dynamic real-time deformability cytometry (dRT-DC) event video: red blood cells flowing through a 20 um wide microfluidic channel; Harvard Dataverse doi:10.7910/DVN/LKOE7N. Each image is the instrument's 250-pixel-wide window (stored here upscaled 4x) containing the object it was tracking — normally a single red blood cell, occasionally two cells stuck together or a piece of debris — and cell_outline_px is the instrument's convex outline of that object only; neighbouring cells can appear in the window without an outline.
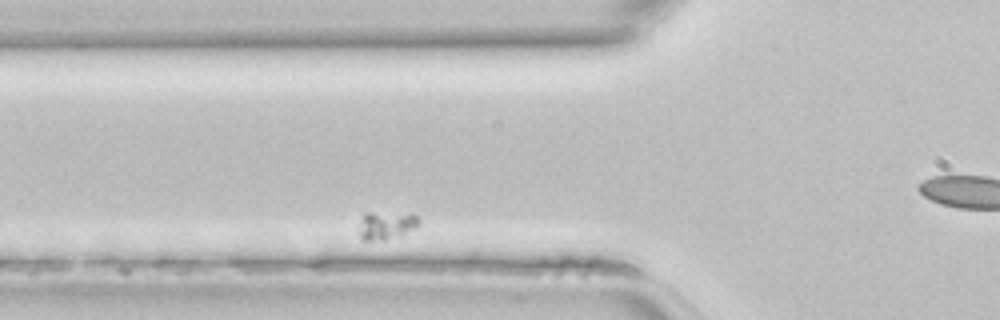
{"species": "common noctule bat (a hibernating species)", "species_latin": "Nyctalus noctula", "temperature_condition": "room temperature", "stored_images_in_passage": 42, "segment_of_instrument_passage": [2, 3], "camera_frame_rate_fps": 3000, "um_per_image_px": 0.085, "animal": {"sex": "female", "body_mass_g": 22.7, "forearm_length_mm": 54.2}, "frame": {"image": 1, "passage_image": 8, "time_ms": 2.333, "image_size_px": [1000, 320], "cell_outline_px": [[420, 224], [400, 236], [384, 240], [360, 240], [360, 228], [364, 212], [412, 212], [420, 220]], "centroid_in_image_um": [32.87, 19.12], "position_along_channel_um": 92.9, "area_um2": 10.0}}